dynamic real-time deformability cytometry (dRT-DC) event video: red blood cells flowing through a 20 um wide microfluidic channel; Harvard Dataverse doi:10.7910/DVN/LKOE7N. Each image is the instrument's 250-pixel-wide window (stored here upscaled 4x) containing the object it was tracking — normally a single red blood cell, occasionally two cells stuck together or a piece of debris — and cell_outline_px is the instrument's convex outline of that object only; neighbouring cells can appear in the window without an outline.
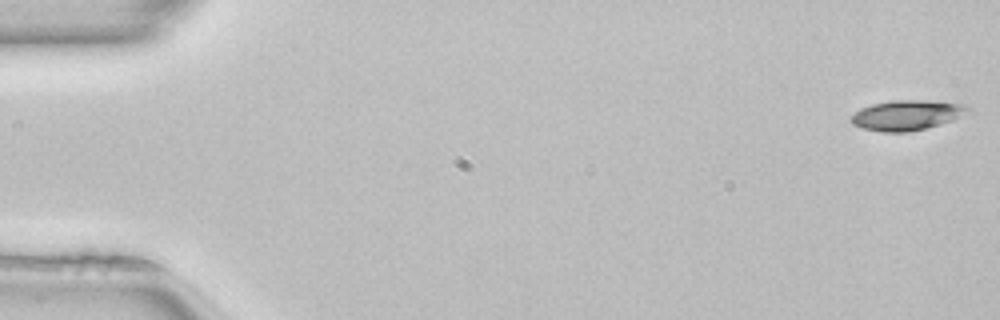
{"species": "common noctule bat (a hibernating species)", "species_latin": "Nyctalus noctula", "temperature_condition": "room temperature", "stored_images_in_passage": 10, "camera_frame_rate_fps": 3000, "um_per_image_px": 0.085, "animal": {"sex": "female", "body_mass_g": 22.7, "forearm_length_mm": 54.2}, "frame": {"image": 1, "passage_image": 1, "time_ms": 0.0, "image_size_px": [1000, 320], "cell_outline_px": [[972, 112], [952, 120], [940, 124], [908, 132], [880, 132], [864, 128], [852, 124], [848, 120], [848, 116], [872, 104], [892, 100], [924, 100], [964, 104], [972, 108]], "centroid_in_image_um": [77.1, 9.79], "position_along_channel_um": 7.9, "area_um2": 20.58}}